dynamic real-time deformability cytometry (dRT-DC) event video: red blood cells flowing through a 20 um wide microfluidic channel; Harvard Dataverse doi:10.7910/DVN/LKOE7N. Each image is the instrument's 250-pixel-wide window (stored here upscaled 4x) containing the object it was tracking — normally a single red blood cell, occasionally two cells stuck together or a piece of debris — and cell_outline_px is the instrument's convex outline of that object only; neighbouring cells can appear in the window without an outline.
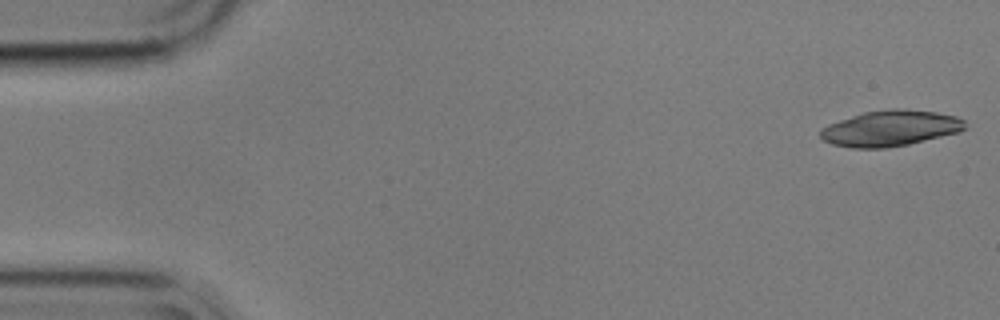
{"species": "common noctule bat (a hibernating species)", "species_latin": "Nyctalus noctula", "temperature_condition": "cold", "stored_images_in_passage": 55, "camera_frame_rate_fps": 3000, "um_per_image_px": 0.085, "animal": {"sex": "male", "body_mass_g": 17.9}, "frame": {"image": 1, "passage_image": 1, "time_ms": 0.0, "image_size_px": [1000, 320], "cell_outline_px": [[964, 128], [960, 132], [908, 144], [884, 148], [852, 148], [832, 144], [824, 140], [820, 136], [820, 128], [828, 124], [864, 112], [892, 108], [904, 108], [936, 112], [956, 116], [964, 120]], "centroid_in_image_um": [75.67, 10.9], "position_along_channel_um": 9.3, "area_um2": 30.11}}